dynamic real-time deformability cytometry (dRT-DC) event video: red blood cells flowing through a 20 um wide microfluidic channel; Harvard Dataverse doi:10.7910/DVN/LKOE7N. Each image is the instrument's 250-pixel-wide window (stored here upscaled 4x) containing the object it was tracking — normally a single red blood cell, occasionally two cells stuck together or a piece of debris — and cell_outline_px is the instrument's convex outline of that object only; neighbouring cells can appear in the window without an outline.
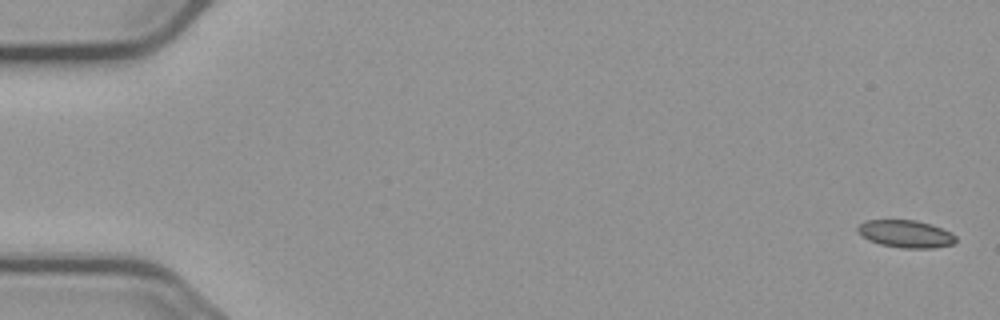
{"species": "common noctule bat (a hibernating species)", "species_latin": "Nyctalus noctula", "temperature_condition": "cold", "stored_images_in_passage": 6, "camera_frame_rate_fps": 3000, "um_per_image_px": 0.085, "animal": {"sex": "male", "body_mass_g": 23.1, "forearm_length_mm": 52.7}, "frame": {"image": 1, "passage_image": 1, "time_ms": 0.0, "image_size_px": [1000, 320], "cell_outline_px": [[956, 240], [952, 244], [932, 248], [904, 248], [880, 244], [868, 240], [860, 236], [856, 228], [864, 220], [916, 220], [932, 224], [952, 232], [956, 236]], "centroid_in_image_um": [76.97, 19.87], "position_along_channel_um": 8.0, "area_um2": 15.84}}
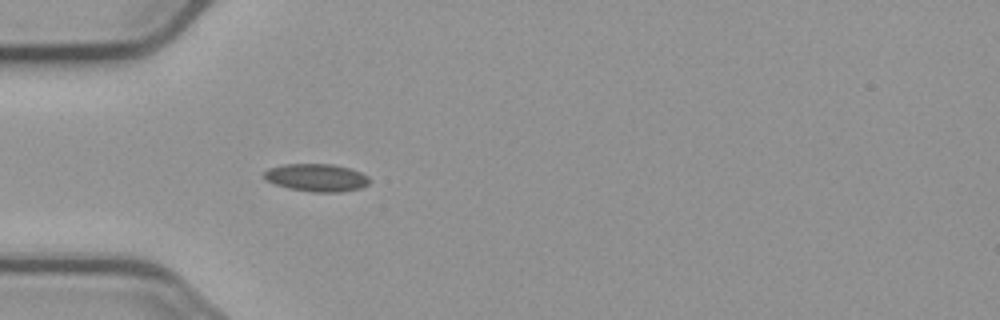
{"frame": {"image": 2, "passage_image": 5, "time_ms": 5.333, "image_size_px": [1000, 320], "cell_outline_px": [[372, 180], [368, 184], [360, 188], [340, 192], [312, 192], [288, 188], [276, 184], [268, 180], [264, 176], [264, 172], [268, 168], [284, 164], [332, 164], [348, 168], [360, 172], [368, 176]], "centroid_in_image_um": [26.93, 15.1], "position_along_channel_um": 58.1, "area_um2": 16.94}}